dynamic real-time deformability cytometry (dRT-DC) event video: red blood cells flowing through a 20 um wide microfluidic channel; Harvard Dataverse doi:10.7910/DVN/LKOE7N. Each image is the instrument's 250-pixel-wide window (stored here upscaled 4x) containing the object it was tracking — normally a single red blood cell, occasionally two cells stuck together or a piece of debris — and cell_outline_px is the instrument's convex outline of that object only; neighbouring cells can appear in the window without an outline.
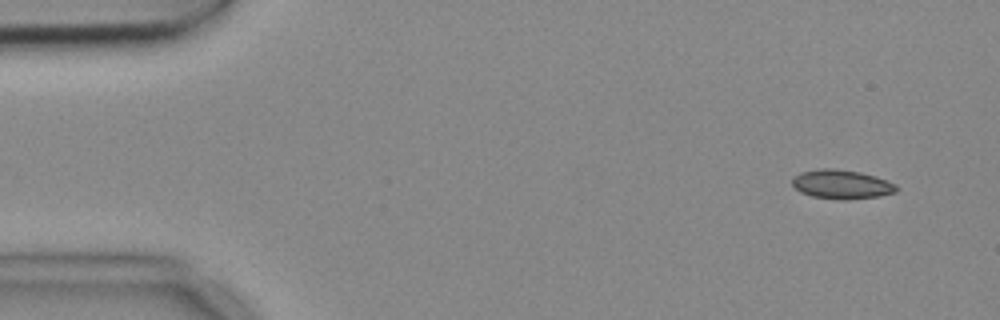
{"species": "common noctule bat (a hibernating species)", "species_latin": "Nyctalus noctula", "temperature_condition": "cold", "stored_images_in_passage": 4, "camera_frame_rate_fps": 3000, "um_per_image_px": 0.085, "animal": {"sex": "female", "body_mass_g": 18.4}, "frame": {"image": 1, "passage_image": 1, "time_ms": 0.0, "image_size_px": [1000, 320], "cell_outline_px": [[896, 192], [880, 196], [812, 196], [800, 192], [792, 184], [792, 180], [800, 172], [820, 168], [836, 168], [860, 172], [876, 176], [896, 184]], "centroid_in_image_um": [71.52, 15.59], "position_along_channel_um": 13.5, "area_um2": 16.65}}